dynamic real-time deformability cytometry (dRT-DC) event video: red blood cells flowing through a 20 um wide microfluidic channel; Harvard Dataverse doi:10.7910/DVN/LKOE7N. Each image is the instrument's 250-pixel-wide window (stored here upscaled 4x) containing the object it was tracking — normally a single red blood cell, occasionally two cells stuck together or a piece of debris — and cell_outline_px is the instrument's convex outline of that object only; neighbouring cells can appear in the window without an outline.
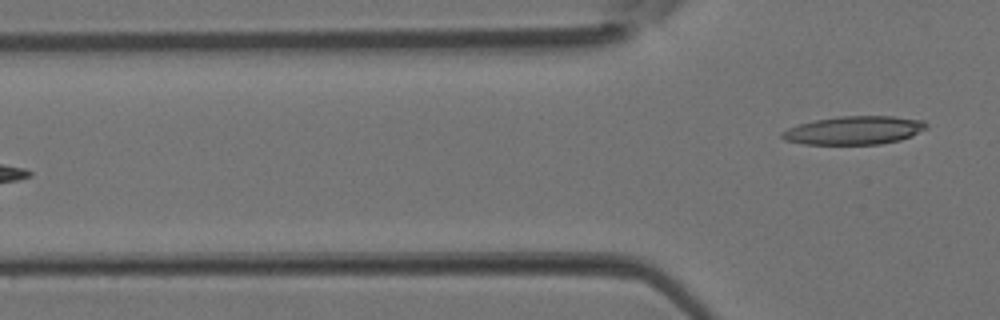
{"species": "Egyptian fruit bat (a non-hibernating species)", "species_latin": "Rousettus aegyptiacus", "temperature_condition": "room temperature", "stored_images_in_passage": 3, "camera_frame_rate_fps": 3000, "um_per_image_px": 0.085, "animal": {"sex": "female"}, "frame": {"image": 1, "passage_image": 3, "time_ms": 0.667, "image_size_px": [1000, 320], "cell_outline_px": [[928, 128], [912, 136], [900, 140], [880, 144], [804, 144], [784, 140], [780, 136], [780, 132], [788, 128], [800, 124], [816, 120], [840, 116], [892, 116], [924, 120], [928, 124]], "centroid_in_image_um": [72.63, 11.08], "position_along_channel_um": 53.2, "area_um2": 23.93}}